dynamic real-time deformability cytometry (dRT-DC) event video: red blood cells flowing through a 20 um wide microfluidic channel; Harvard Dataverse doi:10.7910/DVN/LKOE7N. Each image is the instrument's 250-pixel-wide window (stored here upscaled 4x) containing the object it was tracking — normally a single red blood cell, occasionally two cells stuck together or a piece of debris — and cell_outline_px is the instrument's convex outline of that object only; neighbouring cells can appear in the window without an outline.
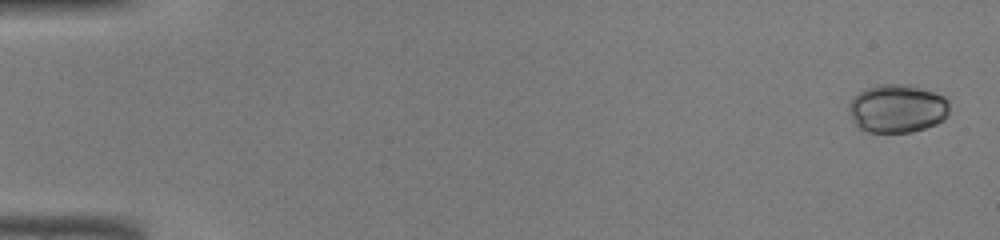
{"species": "common noctule bat (a hibernating species)", "species_latin": "Nyctalus noctula", "temperature_condition": "warm", "stored_images_in_passage": 46, "camera_frame_rate_fps": 3000, "um_per_image_px": 0.085, "animal": {"sex": "male", "body_mass_g": 19.0, "forearm_length_mm": 50.8}, "frame": {"image": 1, "passage_image": 1, "time_ms": 0.0, "image_size_px": [1000, 240], "cell_outline_px": [[948, 116], [944, 120], [936, 124], [912, 132], [868, 132], [856, 128], [852, 120], [848, 108], [848, 104], [852, 96], [868, 88], [880, 84], [908, 84], [944, 96], [948, 100]], "centroid_in_image_um": [76.23, 9.24], "position_along_channel_um": 8.8, "area_um2": 28.55}}
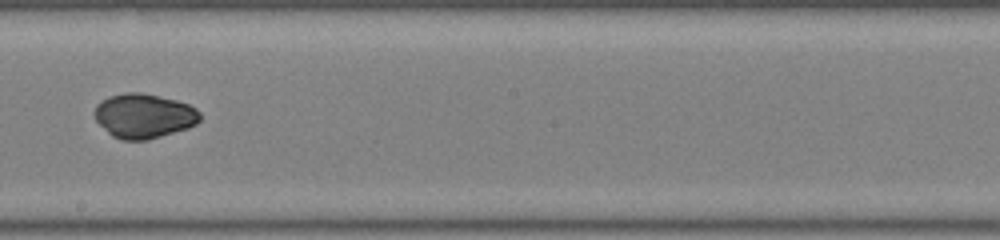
{"frame": {"image": 2, "passage_image": 27, "time_ms": 8.667, "image_size_px": [1000, 240], "cell_outline_px": [[200, 120], [196, 124], [188, 128], [148, 140], [120, 140], [112, 136], [96, 120], [92, 112], [96, 104], [100, 100], [108, 96], [128, 92], [140, 92], [160, 96], [176, 100], [188, 104], [196, 108], [200, 112]], "centroid_in_image_um": [12.21, 9.84], "position_along_channel_um": 236.0, "area_um2": 27.63}}
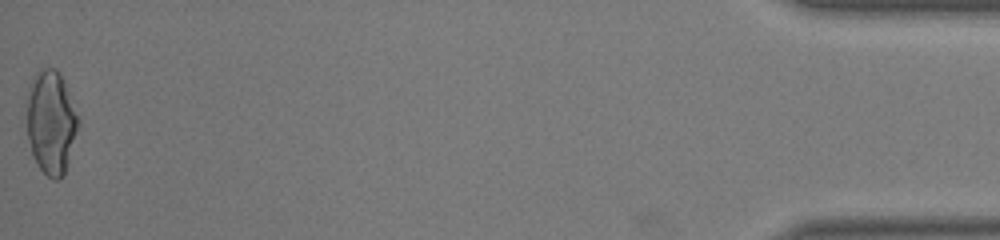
{"frame": {"image": 3, "passage_image": 46, "time_ms": 15.0, "image_size_px": [1000, 240], "cell_outline_px": [[80, 124], [68, 164], [64, 172], [56, 180], [52, 180], [40, 168], [32, 152], [28, 140], [28, 92], [32, 80], [36, 72], [44, 68], [56, 68], [60, 72], [80, 120]], "centroid_in_image_um": [4.37, 10.38], "position_along_channel_um": 430.8, "area_um2": 30.75}}